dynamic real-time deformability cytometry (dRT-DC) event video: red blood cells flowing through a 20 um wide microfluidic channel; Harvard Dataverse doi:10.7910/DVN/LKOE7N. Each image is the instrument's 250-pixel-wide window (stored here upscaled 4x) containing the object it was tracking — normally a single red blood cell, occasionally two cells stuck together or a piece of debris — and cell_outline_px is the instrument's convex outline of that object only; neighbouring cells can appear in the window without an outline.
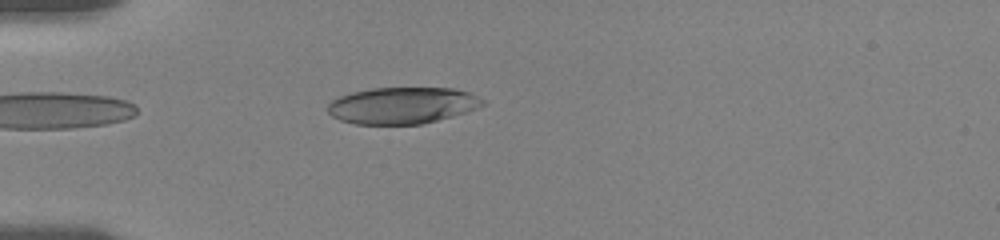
{"species": "human", "species_latin": "Homo sapiens", "temperature_condition": "room temperature", "stored_images_in_passage": 41, "camera_frame_rate_fps": 3000, "um_per_image_px": 0.085, "donor": {"sex": "female"}, "frame": {"image": 1, "passage_image": 1, "time_ms": 0.0, "image_size_px": [1000, 240], "cell_outline_px": [[488, 104], [452, 116], [420, 124], [356, 124], [340, 120], [332, 116], [328, 112], [328, 104], [332, 100], [340, 96], [352, 92], [372, 88], [452, 88], [468, 92], [484, 100]], "centroid_in_image_um": [34.18, 8.96], "position_along_channel_um": 50.8, "area_um2": 32.83}}
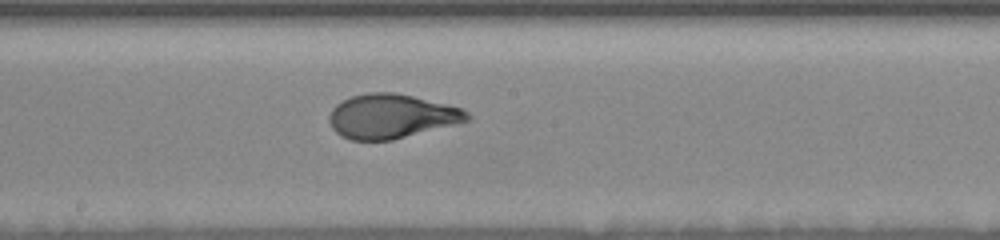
{"frame": {"image": 2, "passage_image": 16, "time_ms": 5.0, "image_size_px": [1000, 240], "cell_outline_px": [[472, 120], [392, 140], [352, 140], [340, 136], [332, 128], [328, 120], [328, 116], [332, 108], [336, 104], [352, 96], [368, 92], [392, 92], [412, 96], [448, 104], [460, 108], [468, 112], [472, 116]], "centroid_in_image_um": [33.27, 9.88], "position_along_channel_um": 214.9, "area_um2": 35.66}}
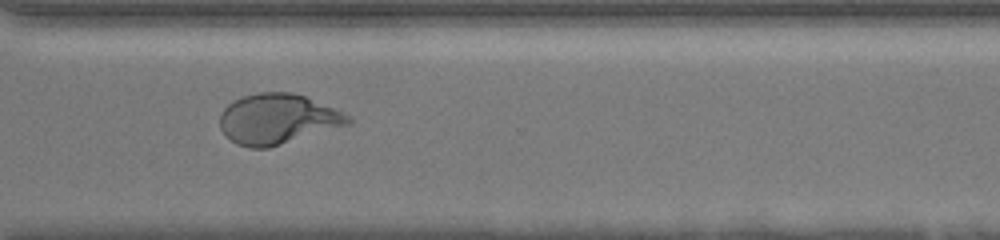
{"frame": {"image": 3, "passage_image": 27, "time_ms": 8.667, "image_size_px": [1000, 240], "cell_outline_px": [[352, 124], [268, 148], [248, 148], [236, 144], [220, 128], [220, 112], [232, 100], [256, 92], [292, 92], [304, 96], [332, 108], [348, 116], [352, 120]], "centroid_in_image_um": [23.57, 10.12], "position_along_channel_um": 347.0, "area_um2": 37.4}, "authors_computed_cell_mechanics": {"area_um2": 36.2406, "velocity_mm_per_s": 3.6093, "shape_relaxation_time_tau1_ms": 4.8818, "shape_relaxation_time_tau2_ms": null, "deformation_change_tau1": 0.2077, "deformation_change_tau2": null}}